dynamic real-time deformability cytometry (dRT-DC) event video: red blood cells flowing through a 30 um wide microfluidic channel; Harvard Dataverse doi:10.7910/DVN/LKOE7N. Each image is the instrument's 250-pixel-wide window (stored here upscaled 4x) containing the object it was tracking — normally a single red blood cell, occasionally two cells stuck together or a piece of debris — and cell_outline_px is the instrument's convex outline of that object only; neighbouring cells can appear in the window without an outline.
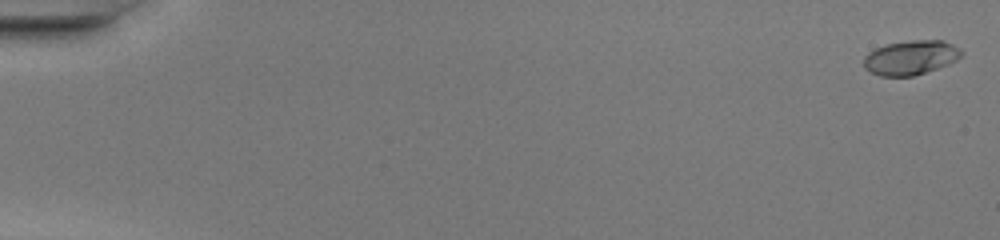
{"species": "common noctule bat (a hibernating species)", "species_latin": "Nyctalus noctula", "temperature_condition": "warm", "stored_images_in_passage": 50, "camera_frame_rate_fps": 3000, "um_per_image_px": 0.085, "animal": {"sex": "female", "body_mass_g": 20.0, "forearm_length_mm": 54.0}, "frame": {"image": 1, "passage_image": 1, "time_ms": 0.0, "image_size_px": [1000, 240], "cell_outline_px": [[964, 52], [956, 60], [948, 64], [912, 76], [880, 76], [864, 68], [864, 56], [868, 52], [884, 44], [912, 40], [944, 40], [960, 48]], "centroid_in_image_um": [77.4, 4.88], "position_along_channel_um": 7.6, "area_um2": 19.54}}
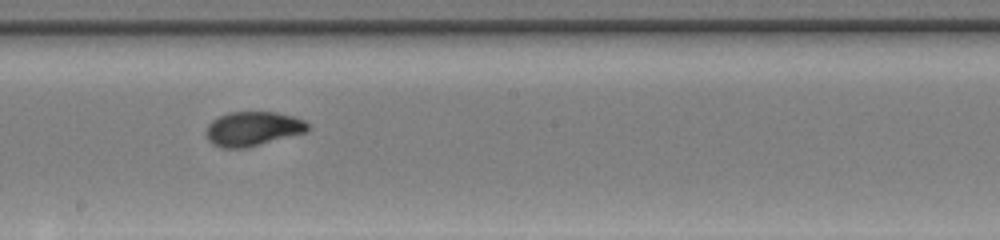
{"frame": {"image": 2, "passage_image": 29, "time_ms": 9.333, "image_size_px": [1000, 240], "cell_outline_px": [[308, 132], [248, 148], [220, 148], [212, 144], [208, 140], [204, 132], [208, 124], [212, 120], [228, 112], [276, 112], [292, 116], [304, 120], [308, 124]], "centroid_in_image_um": [21.47, 10.96], "position_along_channel_um": 226.7, "area_um2": 20.69}}
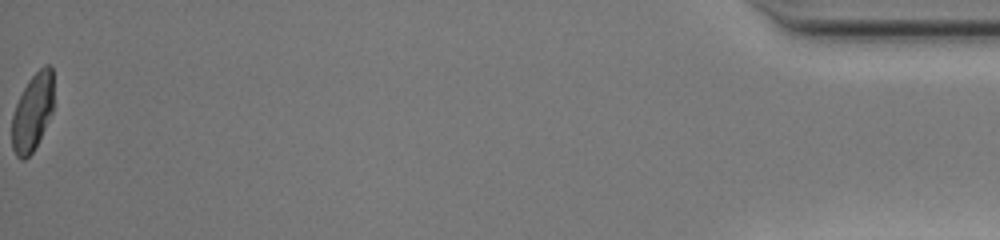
{"frame": {"image": 3, "passage_image": 50, "time_ms": 16.333, "image_size_px": [1000, 240], "cell_outline_px": [[52, 112], [32, 152], [24, 160], [20, 160], [16, 156], [12, 148], [12, 116], [16, 104], [28, 80], [44, 64], [48, 64], [52, 68]], "centroid_in_image_um": [2.74, 9.54], "position_along_channel_um": 432.5, "area_um2": 18.44}, "authors_computed_cell_mechanics": {"area_um2": 19.7387, "velocity_mm_per_s": 4.258, "shape_relaxation_time_tau1_ms": 4.8698, "shape_relaxation_time_tau2_ms": null, "deformation_change_tau1": 0.2081, "deformation_change_tau2": null}}